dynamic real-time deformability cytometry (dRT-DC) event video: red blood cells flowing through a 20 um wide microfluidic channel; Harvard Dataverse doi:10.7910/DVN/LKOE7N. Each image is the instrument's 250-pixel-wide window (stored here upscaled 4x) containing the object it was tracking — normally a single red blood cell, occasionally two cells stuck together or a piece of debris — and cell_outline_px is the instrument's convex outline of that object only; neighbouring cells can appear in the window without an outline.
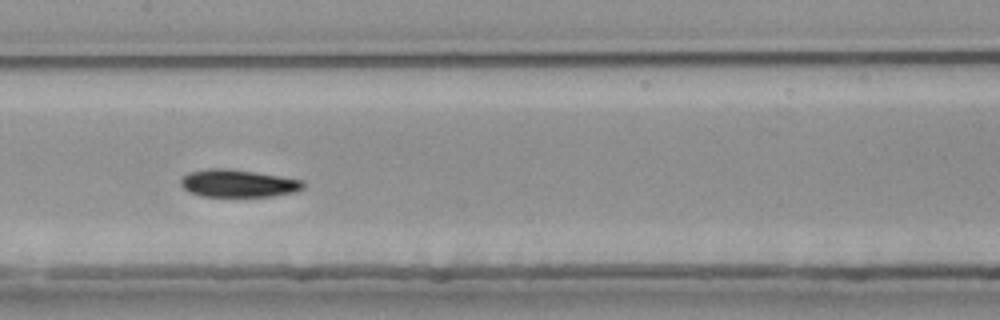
{"species": "common noctule bat (a hibernating species)", "species_latin": "Nyctalus noctula", "temperature_condition": "room temperature", "stored_images_in_passage": 14, "camera_frame_rate_fps": 3000, "um_per_image_px": 0.085, "animal": {"sex": "female", "body_mass_g": 25.1}, "frame": {"image": 1, "passage_image": 12, "time_ms": 3.667, "image_size_px": [1000, 320], "cell_outline_px": [[304, 188], [292, 192], [272, 196], [204, 196], [192, 192], [184, 188], [180, 184], [180, 180], [188, 172], [208, 168], [224, 168], [256, 172], [304, 180]], "centroid_in_image_um": [20.24, 15.57], "position_along_channel_um": 187.2, "area_um2": 19.48}}